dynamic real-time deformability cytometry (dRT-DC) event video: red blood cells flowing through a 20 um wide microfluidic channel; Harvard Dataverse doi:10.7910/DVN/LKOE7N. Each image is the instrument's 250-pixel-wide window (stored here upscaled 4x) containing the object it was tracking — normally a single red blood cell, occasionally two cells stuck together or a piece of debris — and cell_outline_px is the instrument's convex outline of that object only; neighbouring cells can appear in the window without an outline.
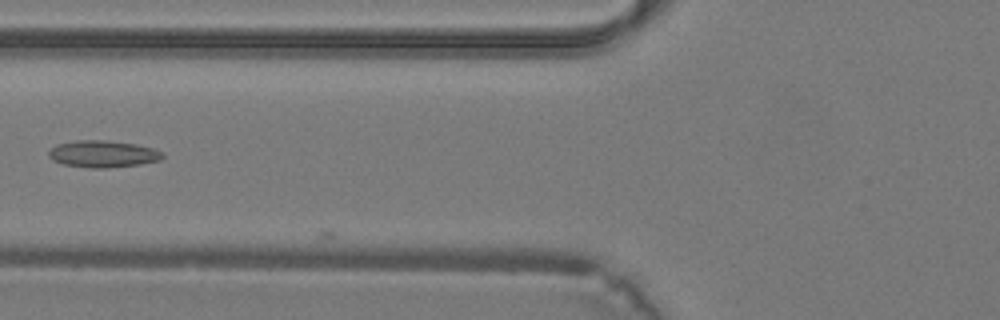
{"species": "common noctule bat (a hibernating species)", "species_latin": "Nyctalus noctula", "temperature_condition": "warm", "stored_images_in_passage": 10, "camera_frame_rate_fps": 3000, "um_per_image_px": 0.085, "animal": {"sex": "male", "body_mass_g": 19.2, "forearm_length_mm": 51.8}, "frame": {"image": 1, "passage_image": 9, "time_ms": 2.667, "image_size_px": [1000, 320], "cell_outline_px": [[164, 156], [160, 160], [140, 164], [108, 168], [88, 168], [64, 164], [52, 160], [48, 156], [48, 152], [56, 144], [76, 140], [104, 140], [136, 144], [152, 148], [160, 152]], "centroid_in_image_um": [8.71, 13.09], "position_along_channel_um": 117.1, "area_um2": 17.8}}